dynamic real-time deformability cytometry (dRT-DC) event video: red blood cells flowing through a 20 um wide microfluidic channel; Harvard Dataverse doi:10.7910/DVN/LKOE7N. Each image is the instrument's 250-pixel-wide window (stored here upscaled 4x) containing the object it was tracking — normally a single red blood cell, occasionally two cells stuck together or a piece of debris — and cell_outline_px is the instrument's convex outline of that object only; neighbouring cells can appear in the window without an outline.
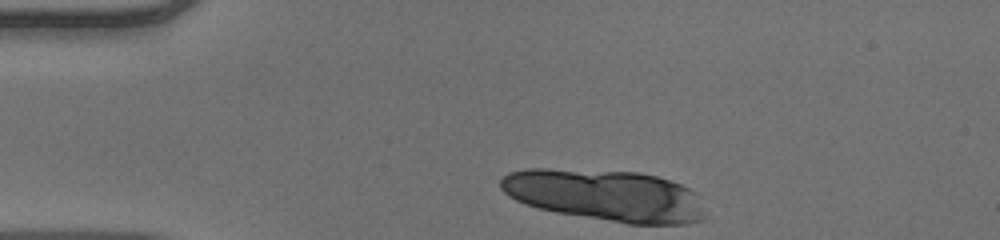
{"species": "human", "species_latin": "Homo sapiens", "temperature_condition": "warm", "stored_images_in_passage": 13, "segment_of_instrument_passage": [1, 2], "camera_frame_rate_fps": 3000, "um_per_image_px": 0.085, "donor": {"sex": "male"}, "frame": {"image": 1, "passage_image": 1, "time_ms": 0.0, "image_size_px": [1000, 240], "cell_outline_px": [[708, 216], [704, 220], [684, 224], [628, 224], [556, 212], [524, 204], [508, 196], [500, 188], [500, 180], [508, 172], [528, 168], [548, 168], [640, 172], [656, 176], [680, 184], [696, 192]], "centroid_in_image_um": [51.47, 16.61], "position_along_channel_um": 33.5, "area_um2": 61.96}}